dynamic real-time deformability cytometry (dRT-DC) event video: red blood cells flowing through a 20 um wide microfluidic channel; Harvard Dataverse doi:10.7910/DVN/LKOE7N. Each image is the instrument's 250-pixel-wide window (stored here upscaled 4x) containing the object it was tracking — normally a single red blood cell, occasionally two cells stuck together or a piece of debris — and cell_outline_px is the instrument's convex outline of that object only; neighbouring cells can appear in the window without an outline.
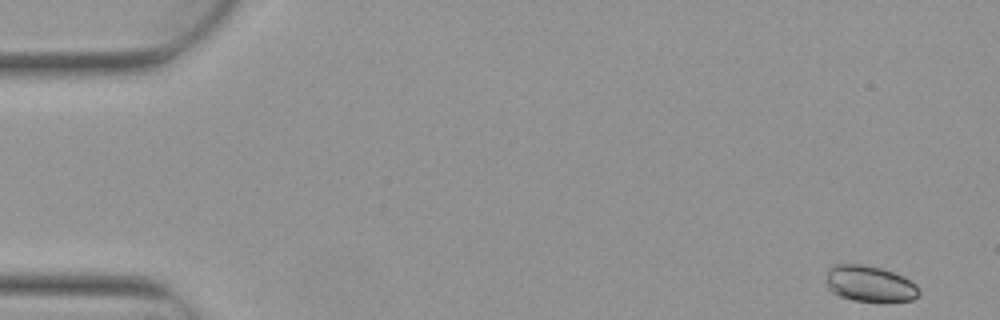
{"species": "Egyptian fruit bat (a non-hibernating species)", "species_latin": "Rousettus aegyptiacus", "temperature_condition": "warm", "stored_images_in_passage": 5, "camera_frame_rate_fps": 3000, "um_per_image_px": 0.085, "animal": {"sex": "female"}, "frame": {"image": 1, "passage_image": 1, "time_ms": 0.0, "image_size_px": [1000, 320], "cell_outline_px": [[920, 292], [912, 300], [852, 300], [840, 296], [832, 292], [828, 288], [824, 280], [828, 268], [832, 264], [864, 264], [880, 268], [904, 276], [916, 284], [920, 288]], "centroid_in_image_um": [73.87, 24.08], "position_along_channel_um": 11.1, "area_um2": 19.48}}
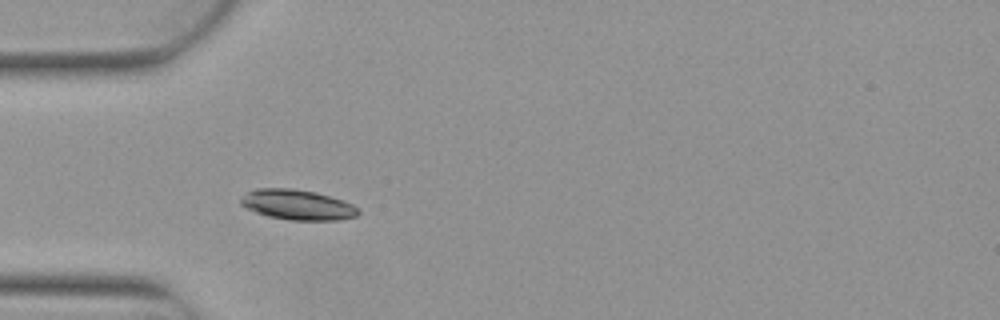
{"frame": {"image": 2, "passage_image": 4, "time_ms": 1.0, "image_size_px": [1000, 320], "cell_outline_px": [[360, 212], [356, 216], [340, 220], [292, 220], [268, 216], [256, 212], [240, 204], [240, 200], [248, 192], [256, 188], [292, 188], [316, 192], [332, 196], [344, 200], [352, 204]], "centroid_in_image_um": [25.31, 17.4], "position_along_channel_um": 59.7, "area_um2": 20.63}}
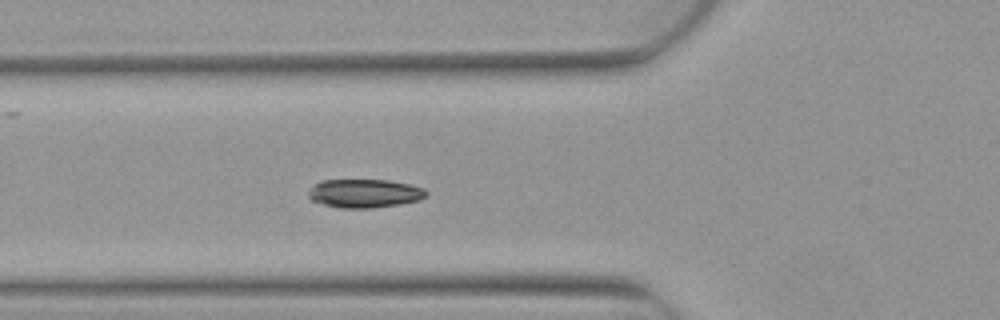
{"frame": {"image": 3, "passage_image": 5, "time_ms": 1.333, "image_size_px": [1000, 320], "cell_outline_px": [[428, 196], [420, 200], [400, 204], [372, 208], [340, 208], [324, 204], [312, 200], [308, 196], [308, 192], [312, 184], [320, 180], [388, 180], [408, 184], [424, 188], [428, 192]], "centroid_in_image_um": [30.99, 16.43], "position_along_channel_um": 94.8, "area_um2": 19.77}}